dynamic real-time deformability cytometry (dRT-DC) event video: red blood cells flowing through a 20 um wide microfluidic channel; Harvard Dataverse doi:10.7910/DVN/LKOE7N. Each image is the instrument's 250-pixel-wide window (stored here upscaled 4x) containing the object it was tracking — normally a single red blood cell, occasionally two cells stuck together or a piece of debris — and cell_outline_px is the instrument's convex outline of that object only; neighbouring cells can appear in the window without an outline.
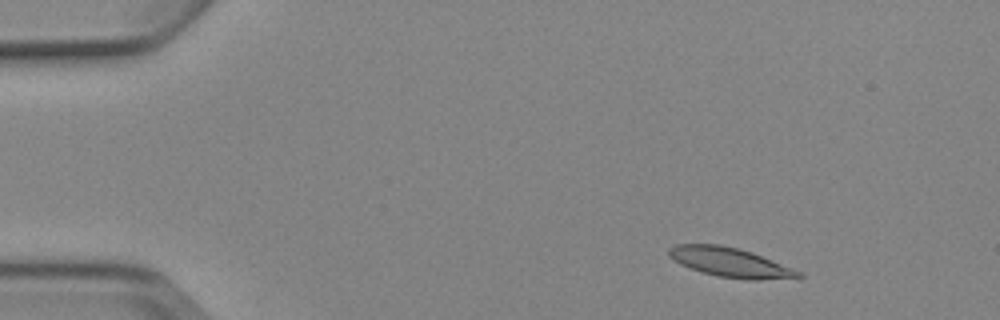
{"species": "Egyptian fruit bat (a non-hibernating species)", "species_latin": "Rousettus aegyptiacus", "temperature_condition": "cold", "stored_images_in_passage": 4, "segment_of_instrument_passage": [1, 2], "camera_frame_rate_fps": 3000, "um_per_image_px": 0.085, "animal": {"sex": "female"}, "frame": {"image": 1, "passage_image": 1, "time_ms": 0.0, "image_size_px": [1000, 320], "cell_outline_px": [[804, 276], [756, 280], [748, 280], [720, 276], [704, 272], [680, 264], [668, 256], [668, 248], [676, 244], [720, 244], [740, 248], [752, 252], [792, 268], [800, 272]], "centroid_in_image_um": [62.01, 22.27], "position_along_channel_um": 23.0, "area_um2": 21.85}}